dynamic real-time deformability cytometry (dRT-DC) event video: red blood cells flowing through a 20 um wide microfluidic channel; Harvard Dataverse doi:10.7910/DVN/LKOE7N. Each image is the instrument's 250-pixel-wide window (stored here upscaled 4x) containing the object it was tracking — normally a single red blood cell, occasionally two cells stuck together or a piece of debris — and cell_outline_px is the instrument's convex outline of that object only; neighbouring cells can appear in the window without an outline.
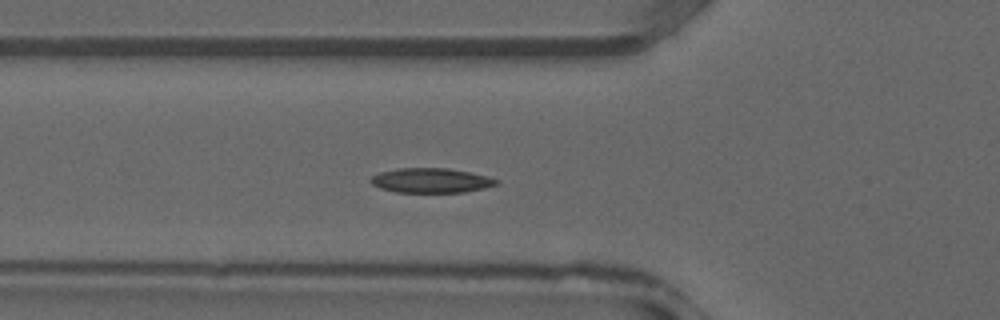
{"species": "common noctule bat (a hibernating species)", "species_latin": "Nyctalus noctula", "temperature_condition": "warm", "stored_images_in_passage": 36, "camera_frame_rate_fps": 3000, "um_per_image_px": 0.085, "animal": {"sex": "male", "forearm_length_mm": 52.5}, "frame": {"image": 1, "passage_image": 11, "time_ms": 3.333, "image_size_px": [1000, 320], "cell_outline_px": [[500, 184], [484, 188], [464, 192], [396, 192], [380, 188], [372, 184], [368, 180], [372, 176], [380, 172], [400, 168], [448, 168], [488, 176], [500, 180]], "centroid_in_image_um": [36.65, 15.34], "position_along_channel_um": 89.1, "area_um2": 18.09}}
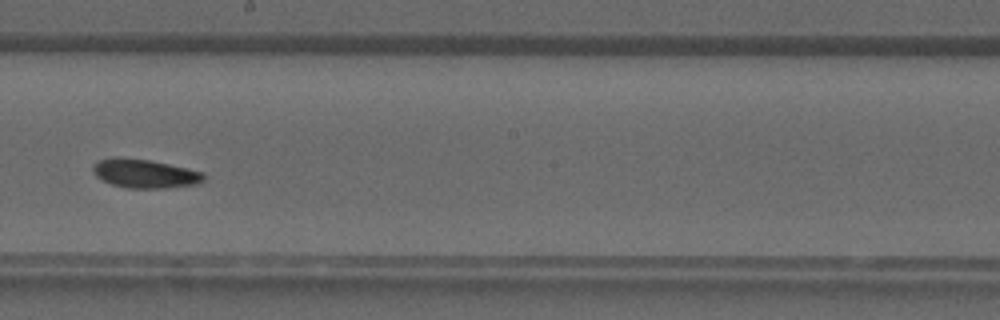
{"frame": {"image": 2, "passage_image": 19, "time_ms": 6.0, "image_size_px": [1000, 320], "cell_outline_px": [[204, 180], [200, 184], [164, 188], [128, 188], [112, 184], [96, 176], [92, 172], [92, 168], [100, 160], [112, 156], [116, 156], [148, 160], [168, 164], [204, 172]], "centroid_in_image_um": [12.32, 14.75], "position_along_channel_um": 235.9, "area_um2": 18.55}}
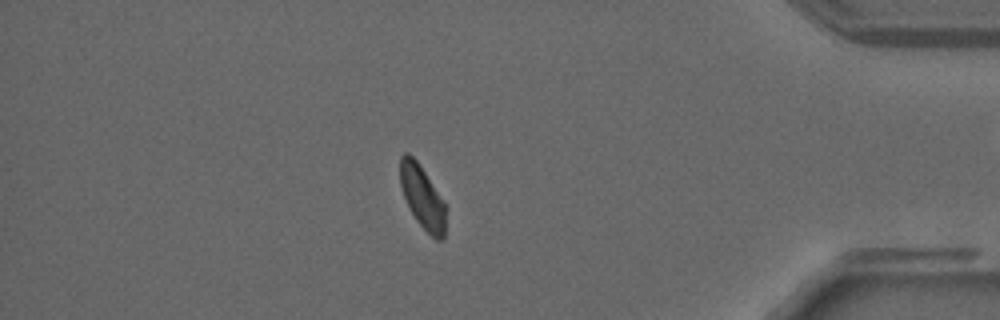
{"frame": {"image": 3, "passage_image": 30, "time_ms": 9.667, "image_size_px": [1000, 320], "cell_outline_px": [[444, 236], [440, 240], [436, 240], [416, 220], [404, 196], [400, 184], [400, 156], [404, 152], [408, 152], [416, 160], [444, 200]], "centroid_in_image_um": [35.88, 16.71], "position_along_channel_um": 399.3, "area_um2": 16.3}}